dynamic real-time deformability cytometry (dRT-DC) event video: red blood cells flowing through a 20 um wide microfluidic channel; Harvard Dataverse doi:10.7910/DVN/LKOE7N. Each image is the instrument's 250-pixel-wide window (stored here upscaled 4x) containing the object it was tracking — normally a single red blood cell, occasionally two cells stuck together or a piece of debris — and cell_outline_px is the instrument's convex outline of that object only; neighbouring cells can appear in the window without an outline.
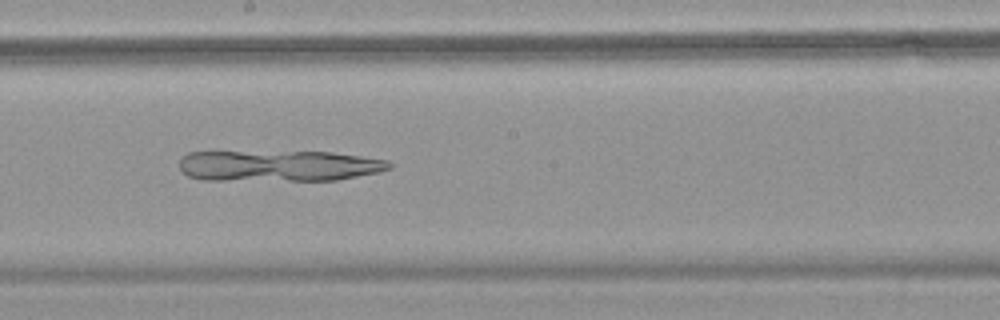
{"species": "common noctule bat (a hibernating species)", "species_latin": "Nyctalus noctula", "temperature_condition": "warm", "stored_images_in_passage": 57, "camera_frame_rate_fps": 3000, "um_per_image_px": 0.085, "animal": {"sex": "female", "body_mass_g": 18.4}, "frame": {"image": 1, "passage_image": 33, "time_ms": 10.667, "image_size_px": [1000, 320], "cell_outline_px": [[396, 164], [392, 168], [380, 172], [336, 180], [204, 180], [188, 176], [180, 172], [180, 160], [188, 152], [332, 152], [388, 160]], "centroid_in_image_um": [23.73, 14.1], "position_along_channel_um": 224.5, "area_um2": 38.15}}